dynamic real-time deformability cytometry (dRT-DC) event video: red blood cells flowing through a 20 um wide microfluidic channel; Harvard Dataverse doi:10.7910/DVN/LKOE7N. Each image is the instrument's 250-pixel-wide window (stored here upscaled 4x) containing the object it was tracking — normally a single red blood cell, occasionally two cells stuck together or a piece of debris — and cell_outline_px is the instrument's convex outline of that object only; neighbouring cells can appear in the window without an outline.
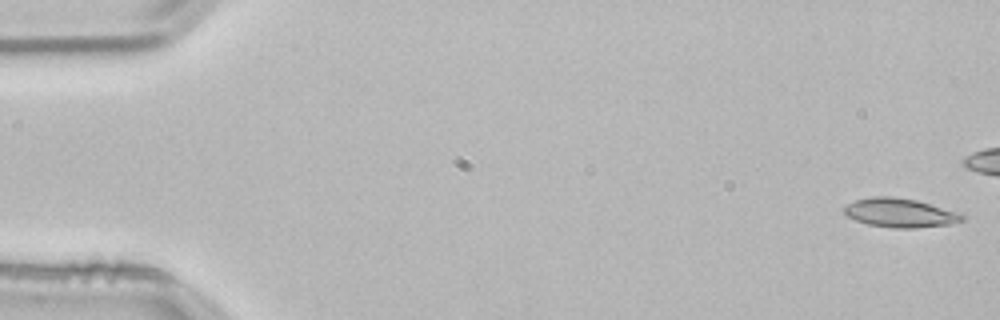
{"species": "common noctule bat (a hibernating species)", "species_latin": "Nyctalus noctula", "temperature_condition": "room temperature", "stored_images_in_passage": 43, "camera_frame_rate_fps": 3000, "um_per_image_px": 0.085, "animal": {"sex": "male", "body_mass_g": 21.5, "forearm_length_mm": 52.0}, "frame": {"image": 1, "passage_image": 1, "time_ms": 0.0, "image_size_px": [1000, 320], "cell_outline_px": [[964, 220], [952, 224], [916, 228], [892, 228], [868, 224], [856, 220], [848, 216], [844, 212], [844, 208], [848, 204], [856, 200], [872, 196], [888, 196], [916, 200], [964, 212]], "centroid_in_image_um": [76.59, 18.09], "position_along_channel_um": 8.4, "area_um2": 20.11}}
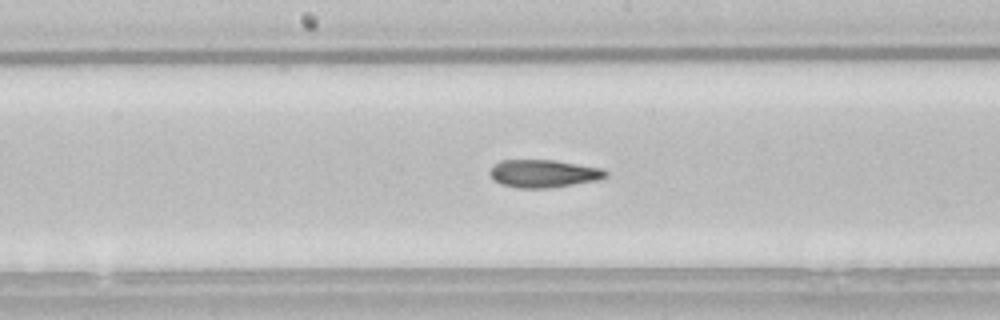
{"frame": {"image": 2, "passage_image": 27, "time_ms": 8.667, "image_size_px": [1000, 320], "cell_outline_px": [[608, 176], [596, 180], [548, 188], [516, 188], [500, 184], [492, 180], [488, 172], [500, 160], [552, 160], [604, 168], [608, 172]], "centroid_in_image_um": [46.18, 14.75], "position_along_channel_um": 202.0, "area_um2": 18.79}}
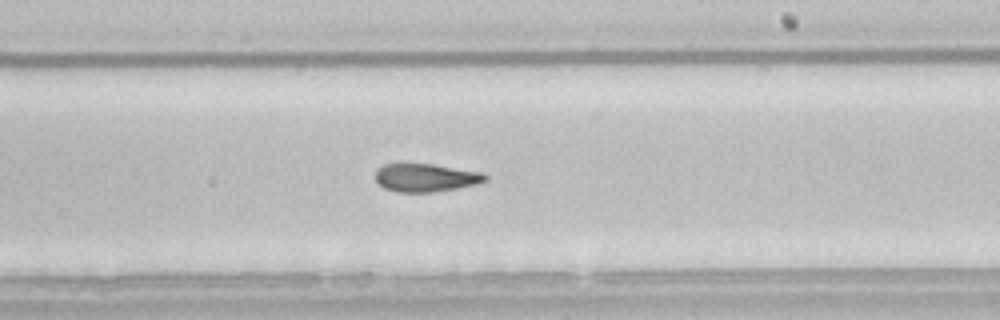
{"frame": {"image": 3, "passage_image": 31, "time_ms": 10.0, "image_size_px": [1000, 320], "cell_outline_px": [[488, 180], [476, 184], [436, 192], [396, 192], [384, 188], [376, 180], [376, 168], [384, 164], [432, 164], [480, 172], [488, 176]], "centroid_in_image_um": [36.17, 15.11], "position_along_channel_um": 252.8, "area_um2": 17.92}}